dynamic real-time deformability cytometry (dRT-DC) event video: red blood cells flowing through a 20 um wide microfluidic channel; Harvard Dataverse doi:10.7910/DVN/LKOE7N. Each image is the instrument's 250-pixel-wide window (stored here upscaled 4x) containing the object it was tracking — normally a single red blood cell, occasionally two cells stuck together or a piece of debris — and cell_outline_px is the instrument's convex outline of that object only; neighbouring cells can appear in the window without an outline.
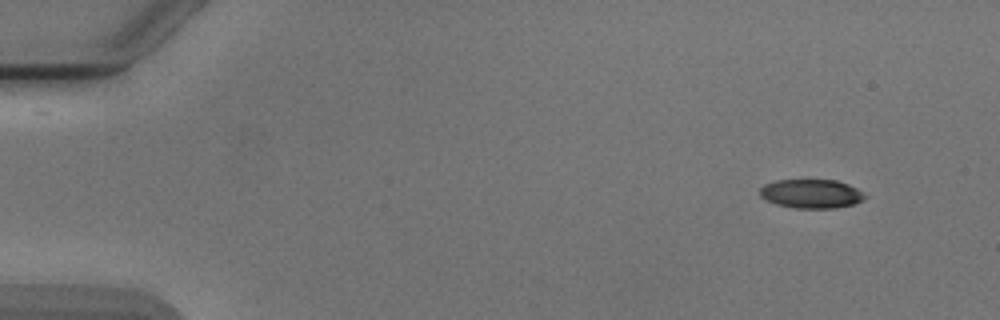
{"species": "Egyptian fruit bat (a non-hibernating species)", "species_latin": "Rousettus aegyptiacus", "temperature_condition": "cold", "stored_images_in_passage": 5, "camera_frame_rate_fps": 3000, "um_per_image_px": 0.085, "animal": {"sex": "male"}, "frame": {"image": 1, "passage_image": 1, "time_ms": 0.0, "image_size_px": [1000, 320], "cell_outline_px": [[868, 196], [852, 204], [836, 208], [796, 208], [776, 204], [760, 196], [760, 188], [764, 184], [776, 180], [836, 180], [848, 184], [856, 188]], "centroid_in_image_um": [68.95, 16.46], "position_along_channel_um": 16.1, "area_um2": 17.57}}
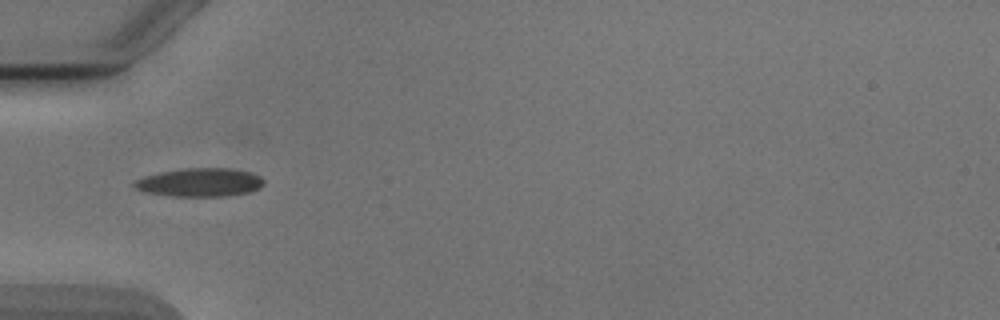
{"frame": {"image": 2, "passage_image": 4, "time_ms": 4.333, "image_size_px": [1000, 320], "cell_outline_px": [[264, 184], [248, 192], [224, 196], [172, 196], [144, 192], [136, 188], [132, 184], [136, 180], [144, 176], [160, 172], [184, 168], [228, 168], [248, 172], [260, 176], [264, 180]], "centroid_in_image_um": [16.95, 15.5], "position_along_channel_um": 68.1, "area_um2": 21.27}}
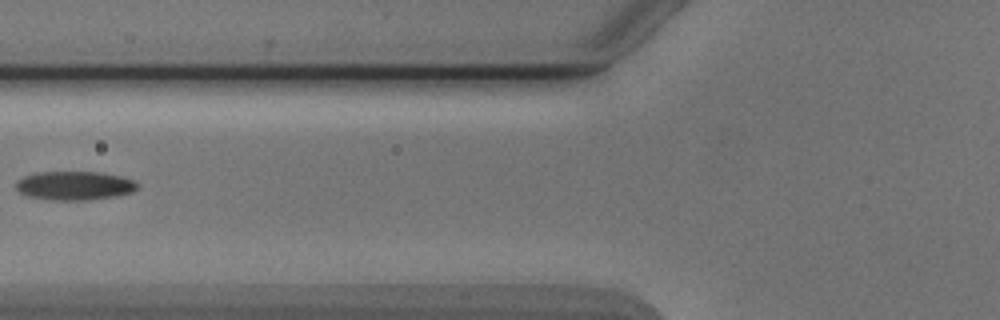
{"frame": {"image": 3, "passage_image": 5, "time_ms": 5.667, "image_size_px": [1000, 320], "cell_outline_px": [[140, 188], [132, 192], [116, 196], [88, 200], [52, 200], [28, 196], [20, 192], [16, 188], [16, 180], [24, 176], [36, 172], [100, 172], [120, 176], [132, 180], [140, 184]], "centroid_in_image_um": [6.35, 15.78], "position_along_channel_um": 119.4, "area_um2": 20.52}}